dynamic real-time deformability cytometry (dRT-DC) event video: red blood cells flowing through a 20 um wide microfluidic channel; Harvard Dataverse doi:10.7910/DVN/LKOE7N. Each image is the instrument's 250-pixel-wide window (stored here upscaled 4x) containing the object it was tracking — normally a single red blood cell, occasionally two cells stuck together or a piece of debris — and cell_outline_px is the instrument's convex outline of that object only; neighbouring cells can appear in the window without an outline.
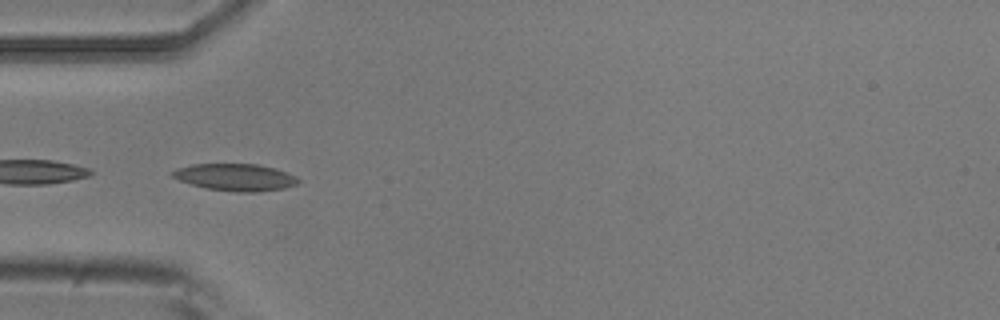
{"species": "common noctule bat (a hibernating species)", "species_latin": "Nyctalus noctula", "temperature_condition": "room temperature", "stored_images_in_passage": 5, "camera_frame_rate_fps": 3000, "um_per_image_px": 0.085, "animal": {"sex": "male", "body_mass_g": 20.5, "forearm_length_mm": 52.5}, "frame": {"image": 1, "passage_image": 5, "time_ms": 1.333, "image_size_px": [1000, 320], "cell_outline_px": [[300, 180], [296, 184], [284, 188], [256, 192], [236, 192], [208, 188], [192, 184], [180, 180], [172, 176], [168, 172], [176, 168], [192, 164], [256, 164], [276, 168], [288, 172], [296, 176]], "centroid_in_image_um": [20.01, 15.05], "position_along_channel_um": 65.0, "area_um2": 19.83}}